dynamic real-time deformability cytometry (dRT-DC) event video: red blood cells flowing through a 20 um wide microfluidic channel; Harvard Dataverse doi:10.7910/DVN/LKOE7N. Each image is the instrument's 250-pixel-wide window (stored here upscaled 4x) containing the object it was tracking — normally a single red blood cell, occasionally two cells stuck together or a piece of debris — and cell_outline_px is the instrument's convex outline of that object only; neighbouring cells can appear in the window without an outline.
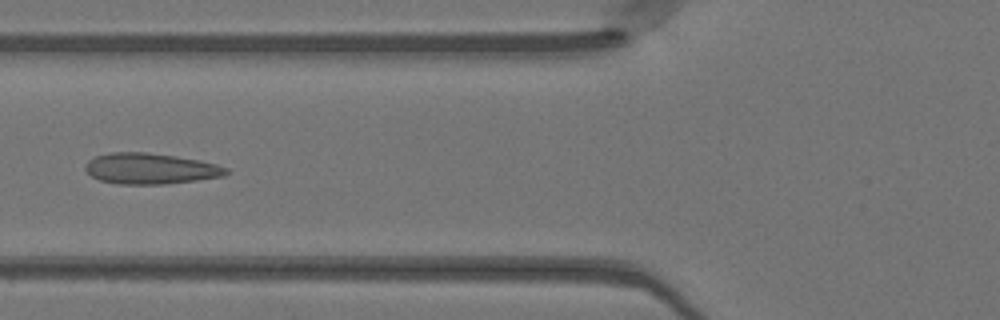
{"species": "Egyptian fruit bat (a non-hibernating species)", "species_latin": "Rousettus aegyptiacus", "temperature_condition": "warm", "stored_images_in_passage": 49, "camera_frame_rate_fps": 3000, "um_per_image_px": 0.085, "animal": {"sex": "female"}, "frame": {"image": 1, "passage_image": 19, "time_ms": 6.0, "image_size_px": [1000, 320], "cell_outline_px": [[228, 172], [224, 176], [196, 180], [164, 184], [116, 184], [100, 180], [92, 176], [84, 168], [84, 164], [88, 160], [96, 156], [112, 152], [144, 152], [176, 156], [200, 160], [216, 164], [228, 168]], "centroid_in_image_um": [12.77, 14.33], "position_along_channel_um": 113.0, "area_um2": 25.32}}
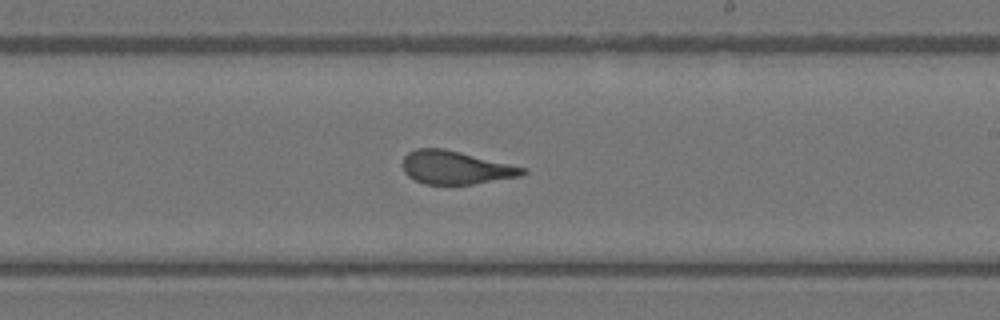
{"frame": {"image": 2, "passage_image": 29, "time_ms": 9.333, "image_size_px": [1000, 320], "cell_outline_px": [[528, 172], [520, 176], [472, 184], [424, 184], [408, 176], [404, 172], [404, 156], [408, 152], [416, 148], [444, 148], [528, 168]], "centroid_in_image_um": [38.75, 14.23], "position_along_channel_um": 250.2, "area_um2": 23.18}}
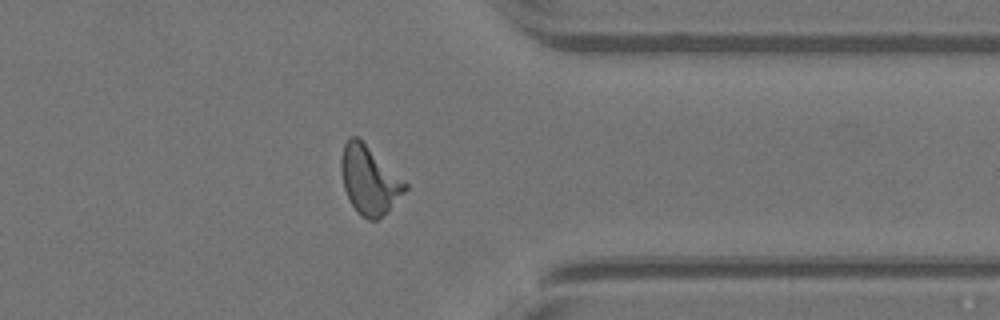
{"frame": {"image": 3, "passage_image": 39, "time_ms": 12.667, "image_size_px": [1000, 320], "cell_outline_px": [[408, 188], [376, 220], [368, 220], [360, 216], [352, 204], [344, 188], [340, 168], [340, 160], [344, 144], [348, 136], [356, 136], [408, 184]], "centroid_in_image_um": [31.34, 15.29], "position_along_channel_um": 380.1, "area_um2": 24.68}, "authors_computed_cell_mechanics": {"area_um2": 24.4494, "velocity_mm_per_s": 4.128, "shape_relaxation_time_tau1_ms": null, "shape_relaxation_time_tau2_ms": 0.7964, "deformation_change_tau1": null, "deformation_change_tau2": 0.0694}}